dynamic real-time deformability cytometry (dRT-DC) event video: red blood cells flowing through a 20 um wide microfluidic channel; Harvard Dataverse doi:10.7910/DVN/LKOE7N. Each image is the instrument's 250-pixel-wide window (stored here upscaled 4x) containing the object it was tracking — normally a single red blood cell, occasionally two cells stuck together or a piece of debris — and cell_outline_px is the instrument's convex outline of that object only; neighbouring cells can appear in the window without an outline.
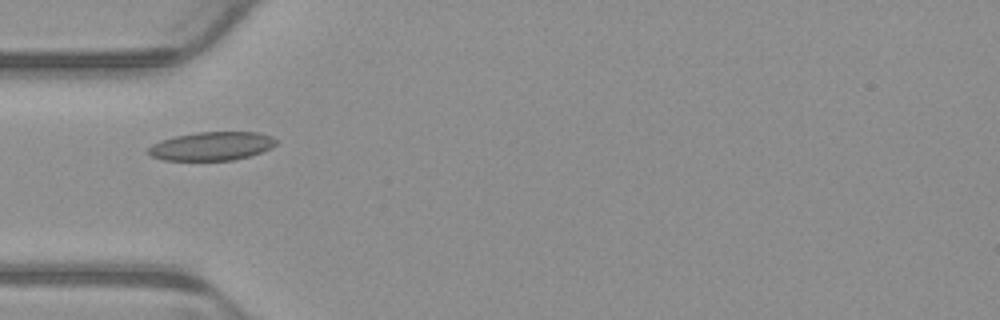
{"species": "common noctule bat (a hibernating species)", "species_latin": "Nyctalus noctula", "temperature_condition": "warm", "stored_images_in_passage": 7, "camera_frame_rate_fps": 3000, "um_per_image_px": 0.085, "animal": {"sex": "male", "body_mass_g": 23.1, "forearm_length_mm": 52.7}, "frame": {"image": 1, "passage_image": 5, "time_ms": 1.333, "image_size_px": [1000, 320], "cell_outline_px": [[276, 144], [272, 148], [248, 156], [232, 160], [164, 160], [152, 156], [144, 152], [152, 144], [160, 140], [176, 136], [196, 132], [256, 132], [272, 136], [276, 140]], "centroid_in_image_um": [17.96, 12.42], "position_along_channel_um": 67.0, "area_um2": 21.27}}
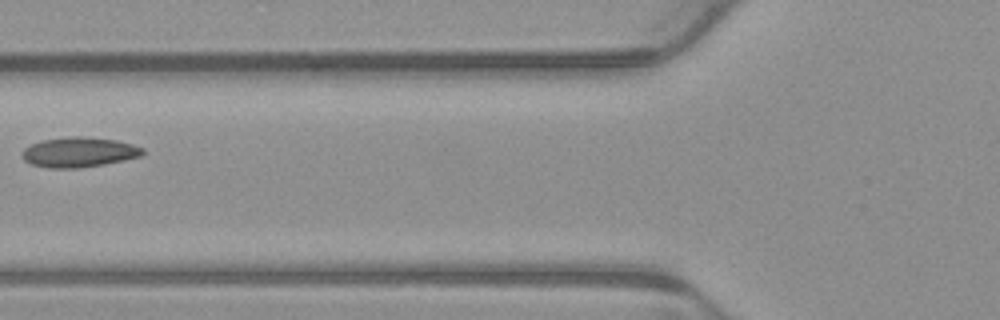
{"frame": {"image": 2, "passage_image": 6, "time_ms": 1.667, "image_size_px": [1000, 320], "cell_outline_px": [[144, 152], [140, 156], [124, 160], [104, 164], [76, 168], [48, 168], [32, 164], [24, 160], [24, 148], [32, 144], [44, 140], [72, 136], [80, 136], [116, 140], [132, 144], [144, 148]], "centroid_in_image_um": [6.74, 12.94], "position_along_channel_um": 119.1, "area_um2": 20.75}}
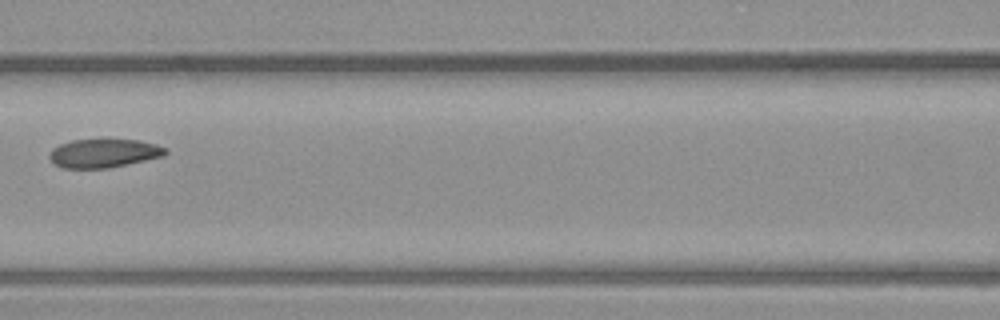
{"frame": {"image": 3, "passage_image": 7, "time_ms": 2.0, "image_size_px": [1000, 320], "cell_outline_px": [[168, 152], [164, 156], [108, 168], [60, 168], [52, 164], [48, 156], [52, 148], [60, 144], [72, 140], [140, 140], [156, 144], [168, 148]], "centroid_in_image_um": [8.8, 13.03], "position_along_channel_um": 157.8, "area_um2": 19.48}}